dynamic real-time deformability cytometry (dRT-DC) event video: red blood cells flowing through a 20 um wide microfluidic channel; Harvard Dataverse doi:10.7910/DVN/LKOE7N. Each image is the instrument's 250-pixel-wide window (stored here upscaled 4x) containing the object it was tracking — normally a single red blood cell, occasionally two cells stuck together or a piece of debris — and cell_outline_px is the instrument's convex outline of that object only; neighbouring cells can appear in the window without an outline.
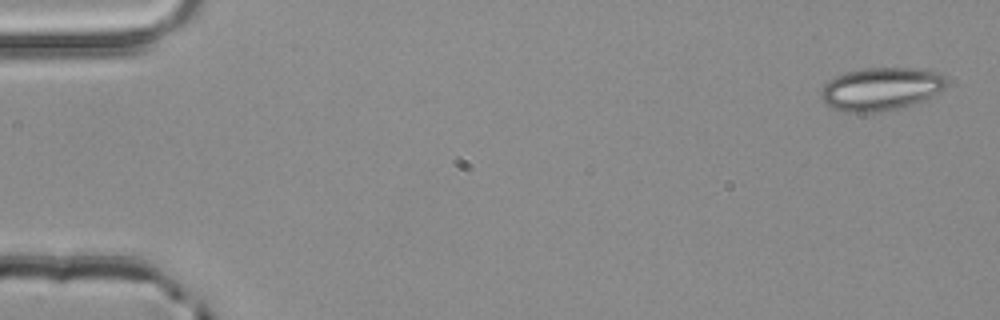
{"species": "common noctule bat (a hibernating species)", "species_latin": "Nyctalus noctula", "temperature_condition": "room temperature", "stored_images_in_passage": 3, "camera_frame_rate_fps": 3000, "um_per_image_px": 0.085, "animal": {"sex": "male", "body_mass_g": 20.4}, "frame": {"image": 1, "passage_image": 1, "time_ms": 0.0, "image_size_px": [1000, 320], "cell_outline_px": [[948, 80], [944, 88], [912, 104], [884, 112], [844, 112], [832, 108], [824, 104], [820, 96], [820, 88], [828, 80], [836, 76], [848, 72], [864, 68], [916, 68], [936, 72], [944, 76]], "centroid_in_image_um": [74.8, 7.56], "position_along_channel_um": 10.2, "area_um2": 31.33}}